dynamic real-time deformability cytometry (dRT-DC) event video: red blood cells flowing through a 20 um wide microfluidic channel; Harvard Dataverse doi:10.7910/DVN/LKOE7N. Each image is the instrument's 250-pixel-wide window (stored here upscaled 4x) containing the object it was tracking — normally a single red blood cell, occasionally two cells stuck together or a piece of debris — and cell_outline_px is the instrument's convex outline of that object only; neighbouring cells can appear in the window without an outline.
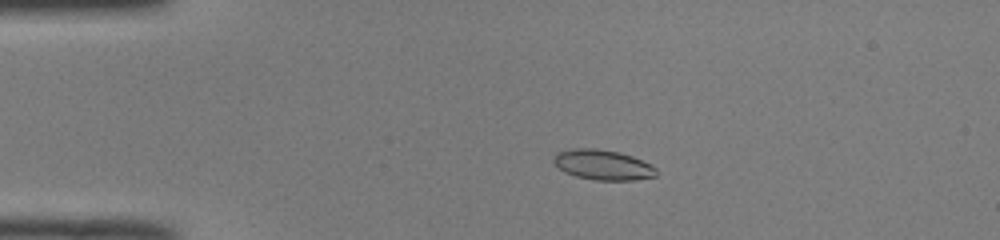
{"species": "common noctule bat (a hibernating species)", "species_latin": "Nyctalus noctula", "temperature_condition": "room temperature", "stored_images_in_passage": 40, "camera_frame_rate_fps": 3000, "um_per_image_px": 0.085, "animal": {"sex": "male", "body_mass_g": 19.0, "forearm_length_mm": 50.8}, "frame": {"image": 1, "passage_image": 1, "time_ms": 0.0, "image_size_px": [1000, 240], "cell_outline_px": [[656, 176], [632, 180], [596, 180], [576, 176], [564, 172], [552, 160], [552, 156], [556, 152], [572, 148], [596, 148], [620, 152], [632, 156], [652, 164], [656, 168]], "centroid_in_image_um": [51.23, 13.99], "position_along_channel_um": 33.8, "area_um2": 18.15}}
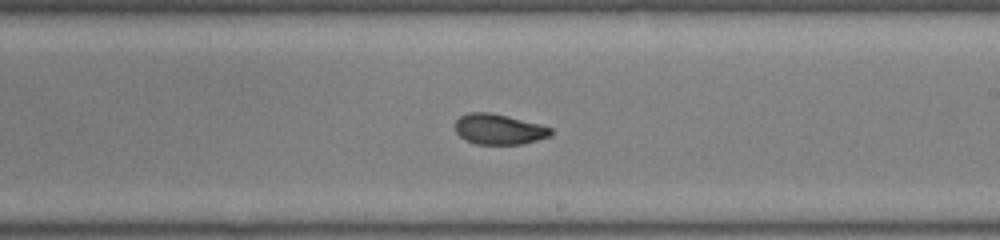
{"frame": {"image": 2, "passage_image": 20, "time_ms": 6.333, "image_size_px": [1000, 240], "cell_outline_px": [[552, 136], [524, 144], [476, 144], [464, 140], [456, 132], [456, 120], [460, 116], [468, 112], [488, 112], [540, 124], [552, 128]], "centroid_in_image_um": [42.41, 11.0], "position_along_channel_um": 246.6, "area_um2": 16.99}}
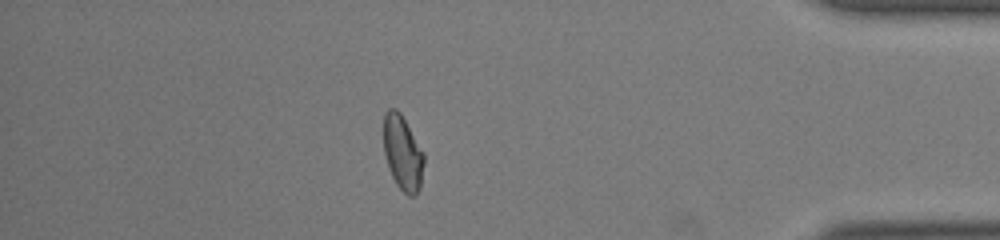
{"frame": {"image": 3, "passage_image": 34, "time_ms": 11.0, "image_size_px": [1000, 240], "cell_outline_px": [[424, 164], [420, 188], [416, 196], [408, 196], [396, 184], [392, 176], [384, 152], [384, 112], [388, 108], [396, 108], [400, 112], [424, 152]], "centroid_in_image_um": [34.24, 12.99], "position_along_channel_um": 401.0, "area_um2": 17.63}, "authors_computed_cell_mechanics": {"area_um2": 17.5712, "velocity_mm_per_s": 4.092, "shape_relaxation_time_tau1_ms": 4.3329, "shape_relaxation_time_tau2_ms": 1.3544, "deformation_change_tau1": 0.1709, "deformation_change_tau2": 0.0658}}